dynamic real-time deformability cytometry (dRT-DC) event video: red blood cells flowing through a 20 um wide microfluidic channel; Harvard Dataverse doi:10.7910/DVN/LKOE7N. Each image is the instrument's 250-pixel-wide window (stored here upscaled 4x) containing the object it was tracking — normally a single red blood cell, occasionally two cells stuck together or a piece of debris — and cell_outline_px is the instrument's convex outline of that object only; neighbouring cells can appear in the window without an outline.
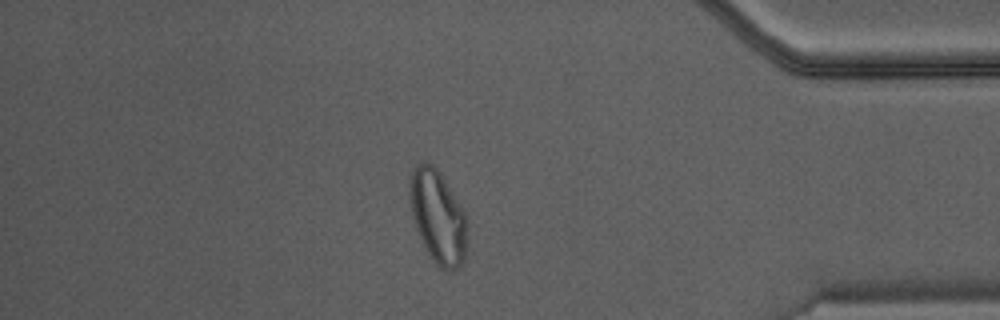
{"species": "Egyptian fruit bat (a non-hibernating species)", "species_latin": "Rousettus aegyptiacus", "temperature_condition": "warm", "stored_images_in_passage": 47, "segment_of_instrument_passage": [1, 2], "camera_frame_rate_fps": 3000, "um_per_image_px": 0.085, "animal": {"sex": "male"}, "frame": {"image": 1, "passage_image": 40, "time_ms": 13.0, "image_size_px": [1000, 320], "cell_outline_px": [[468, 224], [464, 264], [460, 268], [444, 268], [432, 260], [416, 228], [412, 212], [408, 184], [408, 180], [416, 164], [420, 160], [428, 160], [440, 172], [464, 212], [468, 220]], "centroid_in_image_um": [37.22, 18.37], "position_along_channel_um": 398.0, "area_um2": 31.1}}